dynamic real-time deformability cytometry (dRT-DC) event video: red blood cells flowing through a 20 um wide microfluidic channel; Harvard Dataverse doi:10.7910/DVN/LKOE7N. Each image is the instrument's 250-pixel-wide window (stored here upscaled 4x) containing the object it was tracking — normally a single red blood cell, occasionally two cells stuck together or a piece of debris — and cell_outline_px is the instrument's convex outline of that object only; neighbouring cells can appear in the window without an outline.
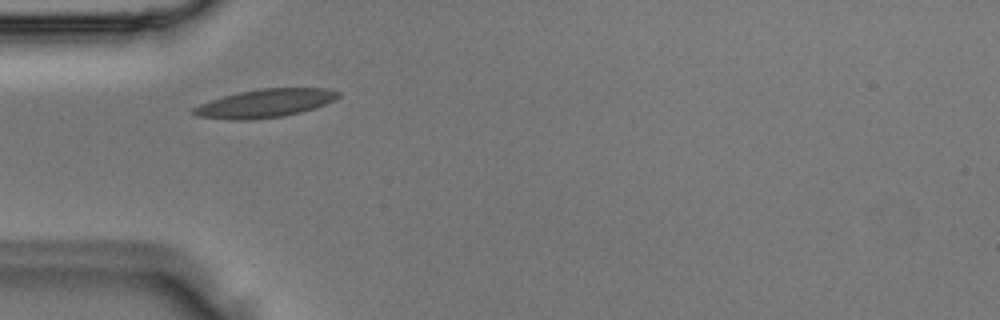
{"species": "Egyptian fruit bat (a non-hibernating species)", "species_latin": "Rousettus aegyptiacus", "temperature_condition": "room temperature", "stored_images_in_passage": 2, "camera_frame_rate_fps": 3000, "um_per_image_px": 0.085, "animal": {"sex": "male"}, "frame": {"image": 1, "passage_image": 2, "time_ms": 0.333, "image_size_px": [1000, 320], "cell_outline_px": [[340, 96], [316, 108], [284, 116], [244, 120], [228, 120], [196, 116], [192, 112], [192, 108], [200, 104], [224, 96], [240, 92], [260, 88], [328, 88], [340, 92]], "centroid_in_image_um": [22.53, 8.78], "position_along_channel_um": 62.5, "area_um2": 23.76}}